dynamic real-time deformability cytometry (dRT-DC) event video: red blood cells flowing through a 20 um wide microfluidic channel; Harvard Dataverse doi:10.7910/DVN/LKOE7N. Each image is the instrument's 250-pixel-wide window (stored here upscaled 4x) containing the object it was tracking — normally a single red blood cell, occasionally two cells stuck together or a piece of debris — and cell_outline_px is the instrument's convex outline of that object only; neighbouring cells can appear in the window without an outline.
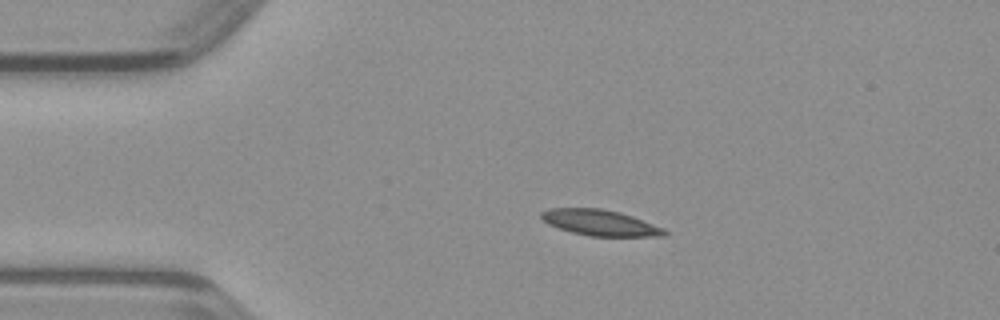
{"species": "common noctule bat (a hibernating species)", "species_latin": "Nyctalus noctula", "temperature_condition": "warm", "stored_images_in_passage": 39, "camera_frame_rate_fps": 3000, "um_per_image_px": 0.085, "animal": {"sex": "male", "body_mass_g": 23.1, "forearm_length_mm": 52.7}, "frame": {"image": 1, "passage_image": 1, "time_ms": 0.0, "image_size_px": [1000, 320], "cell_outline_px": [[668, 236], [588, 236], [572, 232], [548, 224], [540, 216], [540, 212], [552, 208], [600, 208], [620, 212], [632, 216], [664, 228], [668, 232]], "centroid_in_image_um": [51.03, 18.93], "position_along_channel_um": 34.0, "area_um2": 18.5}}
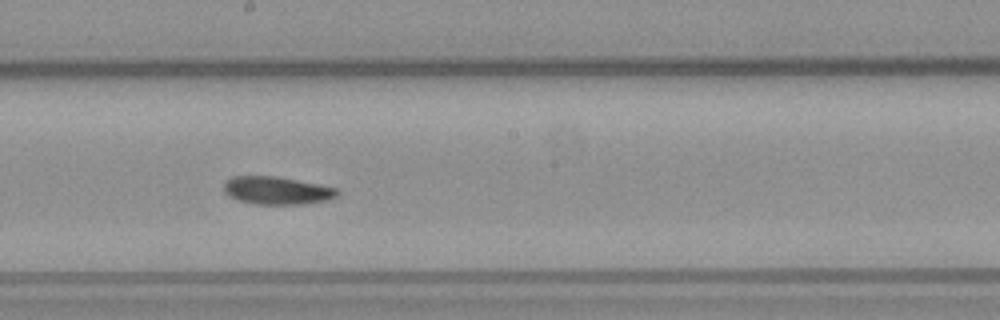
{"frame": {"image": 2, "passage_image": 17, "time_ms": 5.333, "image_size_px": [1000, 320], "cell_outline_px": [[340, 192], [336, 196], [328, 200], [304, 204], [256, 204], [240, 200], [228, 196], [224, 192], [224, 184], [232, 176], [276, 176], [340, 188]], "centroid_in_image_um": [23.57, 16.19], "position_along_channel_um": 224.6, "area_um2": 18.44}}
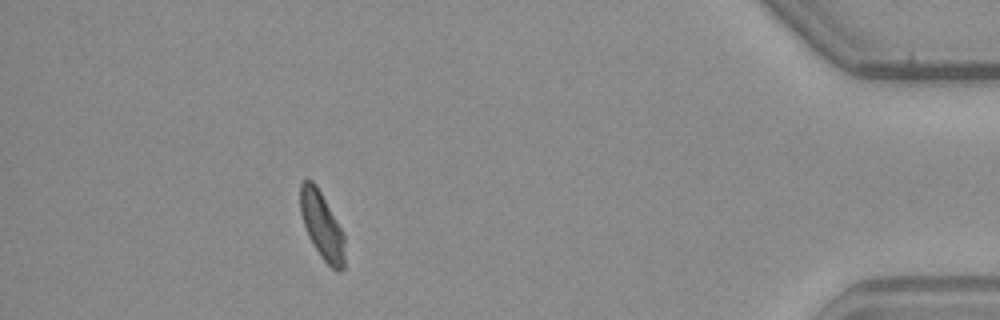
{"frame": {"image": 3, "passage_image": 34, "time_ms": 11.0, "image_size_px": [1000, 320], "cell_outline_px": [[344, 268], [340, 272], [336, 272], [324, 260], [308, 236], [300, 212], [300, 184], [304, 180], [312, 180], [316, 184], [340, 228], [344, 236]], "centroid_in_image_um": [27.35, 19.18], "position_along_channel_um": 407.8, "area_um2": 16.99}}